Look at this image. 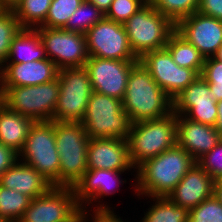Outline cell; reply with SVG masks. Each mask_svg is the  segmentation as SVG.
Instances as JSON below:
<instances>
[{
	"label": "cell",
	"instance_id": "7",
	"mask_svg": "<svg viewBox=\"0 0 222 222\" xmlns=\"http://www.w3.org/2000/svg\"><path fill=\"white\" fill-rule=\"evenodd\" d=\"M91 138H119L129 136L132 122L123 110L122 101L93 91L85 117L81 121Z\"/></svg>",
	"mask_w": 222,
	"mask_h": 222
},
{
	"label": "cell",
	"instance_id": "28",
	"mask_svg": "<svg viewBox=\"0 0 222 222\" xmlns=\"http://www.w3.org/2000/svg\"><path fill=\"white\" fill-rule=\"evenodd\" d=\"M31 200L29 196L0 185V218L8 222H18Z\"/></svg>",
	"mask_w": 222,
	"mask_h": 222
},
{
	"label": "cell",
	"instance_id": "26",
	"mask_svg": "<svg viewBox=\"0 0 222 222\" xmlns=\"http://www.w3.org/2000/svg\"><path fill=\"white\" fill-rule=\"evenodd\" d=\"M152 206L139 222H188L189 210L175 205L168 197H151Z\"/></svg>",
	"mask_w": 222,
	"mask_h": 222
},
{
	"label": "cell",
	"instance_id": "4",
	"mask_svg": "<svg viewBox=\"0 0 222 222\" xmlns=\"http://www.w3.org/2000/svg\"><path fill=\"white\" fill-rule=\"evenodd\" d=\"M56 148L59 153V186L74 187L88 169L87 149L90 138L82 122L54 120Z\"/></svg>",
	"mask_w": 222,
	"mask_h": 222
},
{
	"label": "cell",
	"instance_id": "29",
	"mask_svg": "<svg viewBox=\"0 0 222 222\" xmlns=\"http://www.w3.org/2000/svg\"><path fill=\"white\" fill-rule=\"evenodd\" d=\"M104 17L105 14L100 9L89 0H84L62 29L85 34Z\"/></svg>",
	"mask_w": 222,
	"mask_h": 222
},
{
	"label": "cell",
	"instance_id": "27",
	"mask_svg": "<svg viewBox=\"0 0 222 222\" xmlns=\"http://www.w3.org/2000/svg\"><path fill=\"white\" fill-rule=\"evenodd\" d=\"M52 0H21L12 8L22 28L35 29L46 19Z\"/></svg>",
	"mask_w": 222,
	"mask_h": 222
},
{
	"label": "cell",
	"instance_id": "15",
	"mask_svg": "<svg viewBox=\"0 0 222 222\" xmlns=\"http://www.w3.org/2000/svg\"><path fill=\"white\" fill-rule=\"evenodd\" d=\"M173 112L194 122L215 127L217 102L202 76H198L173 99Z\"/></svg>",
	"mask_w": 222,
	"mask_h": 222
},
{
	"label": "cell",
	"instance_id": "39",
	"mask_svg": "<svg viewBox=\"0 0 222 222\" xmlns=\"http://www.w3.org/2000/svg\"><path fill=\"white\" fill-rule=\"evenodd\" d=\"M93 213V217H92ZM91 214H87V216H91V222H124L120 216L115 215L114 212H92Z\"/></svg>",
	"mask_w": 222,
	"mask_h": 222
},
{
	"label": "cell",
	"instance_id": "17",
	"mask_svg": "<svg viewBox=\"0 0 222 222\" xmlns=\"http://www.w3.org/2000/svg\"><path fill=\"white\" fill-rule=\"evenodd\" d=\"M176 31L205 57H213L222 44V21L195 12L176 24Z\"/></svg>",
	"mask_w": 222,
	"mask_h": 222
},
{
	"label": "cell",
	"instance_id": "24",
	"mask_svg": "<svg viewBox=\"0 0 222 222\" xmlns=\"http://www.w3.org/2000/svg\"><path fill=\"white\" fill-rule=\"evenodd\" d=\"M46 58L45 47L37 30L22 28L11 41L5 63H27Z\"/></svg>",
	"mask_w": 222,
	"mask_h": 222
},
{
	"label": "cell",
	"instance_id": "44",
	"mask_svg": "<svg viewBox=\"0 0 222 222\" xmlns=\"http://www.w3.org/2000/svg\"><path fill=\"white\" fill-rule=\"evenodd\" d=\"M87 213H89V211H86V212H84V211H82V214H81V216L75 221V222H88V217H87Z\"/></svg>",
	"mask_w": 222,
	"mask_h": 222
},
{
	"label": "cell",
	"instance_id": "47",
	"mask_svg": "<svg viewBox=\"0 0 222 222\" xmlns=\"http://www.w3.org/2000/svg\"><path fill=\"white\" fill-rule=\"evenodd\" d=\"M220 142L222 143V133H220Z\"/></svg>",
	"mask_w": 222,
	"mask_h": 222
},
{
	"label": "cell",
	"instance_id": "36",
	"mask_svg": "<svg viewBox=\"0 0 222 222\" xmlns=\"http://www.w3.org/2000/svg\"><path fill=\"white\" fill-rule=\"evenodd\" d=\"M196 163L215 181L222 179V143L219 142L209 152L203 154Z\"/></svg>",
	"mask_w": 222,
	"mask_h": 222
},
{
	"label": "cell",
	"instance_id": "8",
	"mask_svg": "<svg viewBox=\"0 0 222 222\" xmlns=\"http://www.w3.org/2000/svg\"><path fill=\"white\" fill-rule=\"evenodd\" d=\"M22 157V158H21ZM19 161L41 173L53 186H59V153L53 121H35L19 152Z\"/></svg>",
	"mask_w": 222,
	"mask_h": 222
},
{
	"label": "cell",
	"instance_id": "5",
	"mask_svg": "<svg viewBox=\"0 0 222 222\" xmlns=\"http://www.w3.org/2000/svg\"><path fill=\"white\" fill-rule=\"evenodd\" d=\"M59 79L33 86H0V102L35 121H53Z\"/></svg>",
	"mask_w": 222,
	"mask_h": 222
},
{
	"label": "cell",
	"instance_id": "18",
	"mask_svg": "<svg viewBox=\"0 0 222 222\" xmlns=\"http://www.w3.org/2000/svg\"><path fill=\"white\" fill-rule=\"evenodd\" d=\"M88 169L131 171L128 141L119 138H91L87 149Z\"/></svg>",
	"mask_w": 222,
	"mask_h": 222
},
{
	"label": "cell",
	"instance_id": "16",
	"mask_svg": "<svg viewBox=\"0 0 222 222\" xmlns=\"http://www.w3.org/2000/svg\"><path fill=\"white\" fill-rule=\"evenodd\" d=\"M124 172L125 171H112L107 169H87L82 178L73 187L77 203L81 206L82 211L114 212L113 209H110L111 207L109 205L103 202L101 204L100 199L107 195H114V193L118 191L115 187L118 184L122 183L123 185V183H126V180L124 181L120 177ZM92 202H98L99 205H95V210H86L88 209L86 208L88 205L92 204L93 206Z\"/></svg>",
	"mask_w": 222,
	"mask_h": 222
},
{
	"label": "cell",
	"instance_id": "19",
	"mask_svg": "<svg viewBox=\"0 0 222 222\" xmlns=\"http://www.w3.org/2000/svg\"><path fill=\"white\" fill-rule=\"evenodd\" d=\"M214 183L215 180L195 163L166 197L190 210L213 195Z\"/></svg>",
	"mask_w": 222,
	"mask_h": 222
},
{
	"label": "cell",
	"instance_id": "14",
	"mask_svg": "<svg viewBox=\"0 0 222 222\" xmlns=\"http://www.w3.org/2000/svg\"><path fill=\"white\" fill-rule=\"evenodd\" d=\"M138 62L89 56L84 68L88 71L93 91L122 101L131 69Z\"/></svg>",
	"mask_w": 222,
	"mask_h": 222
},
{
	"label": "cell",
	"instance_id": "45",
	"mask_svg": "<svg viewBox=\"0 0 222 222\" xmlns=\"http://www.w3.org/2000/svg\"><path fill=\"white\" fill-rule=\"evenodd\" d=\"M213 57H214L216 60L222 62V44L220 45V47L218 48L217 53H216Z\"/></svg>",
	"mask_w": 222,
	"mask_h": 222
},
{
	"label": "cell",
	"instance_id": "1",
	"mask_svg": "<svg viewBox=\"0 0 222 222\" xmlns=\"http://www.w3.org/2000/svg\"><path fill=\"white\" fill-rule=\"evenodd\" d=\"M195 163L190 154L176 144L136 169L134 192L148 198L166 197Z\"/></svg>",
	"mask_w": 222,
	"mask_h": 222
},
{
	"label": "cell",
	"instance_id": "9",
	"mask_svg": "<svg viewBox=\"0 0 222 222\" xmlns=\"http://www.w3.org/2000/svg\"><path fill=\"white\" fill-rule=\"evenodd\" d=\"M59 96L53 120L57 122H81L93 88L88 71L82 68L58 70Z\"/></svg>",
	"mask_w": 222,
	"mask_h": 222
},
{
	"label": "cell",
	"instance_id": "31",
	"mask_svg": "<svg viewBox=\"0 0 222 222\" xmlns=\"http://www.w3.org/2000/svg\"><path fill=\"white\" fill-rule=\"evenodd\" d=\"M84 0H52L47 17L39 27L62 29Z\"/></svg>",
	"mask_w": 222,
	"mask_h": 222
},
{
	"label": "cell",
	"instance_id": "46",
	"mask_svg": "<svg viewBox=\"0 0 222 222\" xmlns=\"http://www.w3.org/2000/svg\"><path fill=\"white\" fill-rule=\"evenodd\" d=\"M0 222H8V221L3 218H0Z\"/></svg>",
	"mask_w": 222,
	"mask_h": 222
},
{
	"label": "cell",
	"instance_id": "43",
	"mask_svg": "<svg viewBox=\"0 0 222 222\" xmlns=\"http://www.w3.org/2000/svg\"><path fill=\"white\" fill-rule=\"evenodd\" d=\"M21 0H0V9H12L14 8Z\"/></svg>",
	"mask_w": 222,
	"mask_h": 222
},
{
	"label": "cell",
	"instance_id": "6",
	"mask_svg": "<svg viewBox=\"0 0 222 222\" xmlns=\"http://www.w3.org/2000/svg\"><path fill=\"white\" fill-rule=\"evenodd\" d=\"M123 26L138 59L148 52L165 48L170 35L176 30V25L149 1Z\"/></svg>",
	"mask_w": 222,
	"mask_h": 222
},
{
	"label": "cell",
	"instance_id": "32",
	"mask_svg": "<svg viewBox=\"0 0 222 222\" xmlns=\"http://www.w3.org/2000/svg\"><path fill=\"white\" fill-rule=\"evenodd\" d=\"M21 29L12 9H0V68L7 59L11 41Z\"/></svg>",
	"mask_w": 222,
	"mask_h": 222
},
{
	"label": "cell",
	"instance_id": "20",
	"mask_svg": "<svg viewBox=\"0 0 222 222\" xmlns=\"http://www.w3.org/2000/svg\"><path fill=\"white\" fill-rule=\"evenodd\" d=\"M58 68L49 58L27 63H5L0 68V86H33L55 80Z\"/></svg>",
	"mask_w": 222,
	"mask_h": 222
},
{
	"label": "cell",
	"instance_id": "37",
	"mask_svg": "<svg viewBox=\"0 0 222 222\" xmlns=\"http://www.w3.org/2000/svg\"><path fill=\"white\" fill-rule=\"evenodd\" d=\"M18 160L19 153L0 142V177Z\"/></svg>",
	"mask_w": 222,
	"mask_h": 222
},
{
	"label": "cell",
	"instance_id": "42",
	"mask_svg": "<svg viewBox=\"0 0 222 222\" xmlns=\"http://www.w3.org/2000/svg\"><path fill=\"white\" fill-rule=\"evenodd\" d=\"M213 195L215 198L222 203V181H215Z\"/></svg>",
	"mask_w": 222,
	"mask_h": 222
},
{
	"label": "cell",
	"instance_id": "21",
	"mask_svg": "<svg viewBox=\"0 0 222 222\" xmlns=\"http://www.w3.org/2000/svg\"><path fill=\"white\" fill-rule=\"evenodd\" d=\"M177 145L196 161L220 142L215 127L194 122L184 115H177Z\"/></svg>",
	"mask_w": 222,
	"mask_h": 222
},
{
	"label": "cell",
	"instance_id": "13",
	"mask_svg": "<svg viewBox=\"0 0 222 222\" xmlns=\"http://www.w3.org/2000/svg\"><path fill=\"white\" fill-rule=\"evenodd\" d=\"M138 61L172 100L199 76L193 69L178 66L166 48L148 52Z\"/></svg>",
	"mask_w": 222,
	"mask_h": 222
},
{
	"label": "cell",
	"instance_id": "22",
	"mask_svg": "<svg viewBox=\"0 0 222 222\" xmlns=\"http://www.w3.org/2000/svg\"><path fill=\"white\" fill-rule=\"evenodd\" d=\"M0 185L31 199L42 196L53 186L36 169L19 160L0 177Z\"/></svg>",
	"mask_w": 222,
	"mask_h": 222
},
{
	"label": "cell",
	"instance_id": "34",
	"mask_svg": "<svg viewBox=\"0 0 222 222\" xmlns=\"http://www.w3.org/2000/svg\"><path fill=\"white\" fill-rule=\"evenodd\" d=\"M148 0H113L105 17L124 25Z\"/></svg>",
	"mask_w": 222,
	"mask_h": 222
},
{
	"label": "cell",
	"instance_id": "10",
	"mask_svg": "<svg viewBox=\"0 0 222 222\" xmlns=\"http://www.w3.org/2000/svg\"><path fill=\"white\" fill-rule=\"evenodd\" d=\"M81 214L72 187L52 186L31 200L18 222H75Z\"/></svg>",
	"mask_w": 222,
	"mask_h": 222
},
{
	"label": "cell",
	"instance_id": "35",
	"mask_svg": "<svg viewBox=\"0 0 222 222\" xmlns=\"http://www.w3.org/2000/svg\"><path fill=\"white\" fill-rule=\"evenodd\" d=\"M201 76L209 84L215 101H222V62L214 57L205 58Z\"/></svg>",
	"mask_w": 222,
	"mask_h": 222
},
{
	"label": "cell",
	"instance_id": "11",
	"mask_svg": "<svg viewBox=\"0 0 222 222\" xmlns=\"http://www.w3.org/2000/svg\"><path fill=\"white\" fill-rule=\"evenodd\" d=\"M35 29L41 37L47 58L53 61L58 69L85 66L89 58L85 34L39 26Z\"/></svg>",
	"mask_w": 222,
	"mask_h": 222
},
{
	"label": "cell",
	"instance_id": "25",
	"mask_svg": "<svg viewBox=\"0 0 222 222\" xmlns=\"http://www.w3.org/2000/svg\"><path fill=\"white\" fill-rule=\"evenodd\" d=\"M165 48L178 66L193 69L201 76L205 57L176 30L170 35Z\"/></svg>",
	"mask_w": 222,
	"mask_h": 222
},
{
	"label": "cell",
	"instance_id": "12",
	"mask_svg": "<svg viewBox=\"0 0 222 222\" xmlns=\"http://www.w3.org/2000/svg\"><path fill=\"white\" fill-rule=\"evenodd\" d=\"M89 56L101 59L138 61L134 55L125 28L106 17L86 33Z\"/></svg>",
	"mask_w": 222,
	"mask_h": 222
},
{
	"label": "cell",
	"instance_id": "40",
	"mask_svg": "<svg viewBox=\"0 0 222 222\" xmlns=\"http://www.w3.org/2000/svg\"><path fill=\"white\" fill-rule=\"evenodd\" d=\"M96 8L100 9L104 14L109 10L113 0H89Z\"/></svg>",
	"mask_w": 222,
	"mask_h": 222
},
{
	"label": "cell",
	"instance_id": "2",
	"mask_svg": "<svg viewBox=\"0 0 222 222\" xmlns=\"http://www.w3.org/2000/svg\"><path fill=\"white\" fill-rule=\"evenodd\" d=\"M122 105L132 123L160 119L173 112V100L140 62L131 69Z\"/></svg>",
	"mask_w": 222,
	"mask_h": 222
},
{
	"label": "cell",
	"instance_id": "3",
	"mask_svg": "<svg viewBox=\"0 0 222 222\" xmlns=\"http://www.w3.org/2000/svg\"><path fill=\"white\" fill-rule=\"evenodd\" d=\"M177 115L132 123L127 138L130 159L137 169L146 160L158 156L177 144Z\"/></svg>",
	"mask_w": 222,
	"mask_h": 222
},
{
	"label": "cell",
	"instance_id": "41",
	"mask_svg": "<svg viewBox=\"0 0 222 222\" xmlns=\"http://www.w3.org/2000/svg\"><path fill=\"white\" fill-rule=\"evenodd\" d=\"M215 129L222 133V101L217 102V123Z\"/></svg>",
	"mask_w": 222,
	"mask_h": 222
},
{
	"label": "cell",
	"instance_id": "30",
	"mask_svg": "<svg viewBox=\"0 0 222 222\" xmlns=\"http://www.w3.org/2000/svg\"><path fill=\"white\" fill-rule=\"evenodd\" d=\"M200 0H149L162 15L175 25L183 18L197 12Z\"/></svg>",
	"mask_w": 222,
	"mask_h": 222
},
{
	"label": "cell",
	"instance_id": "38",
	"mask_svg": "<svg viewBox=\"0 0 222 222\" xmlns=\"http://www.w3.org/2000/svg\"><path fill=\"white\" fill-rule=\"evenodd\" d=\"M197 12L222 21V0H200Z\"/></svg>",
	"mask_w": 222,
	"mask_h": 222
},
{
	"label": "cell",
	"instance_id": "23",
	"mask_svg": "<svg viewBox=\"0 0 222 222\" xmlns=\"http://www.w3.org/2000/svg\"><path fill=\"white\" fill-rule=\"evenodd\" d=\"M34 123L29 117L9 110L0 102V142L19 153Z\"/></svg>",
	"mask_w": 222,
	"mask_h": 222
},
{
	"label": "cell",
	"instance_id": "33",
	"mask_svg": "<svg viewBox=\"0 0 222 222\" xmlns=\"http://www.w3.org/2000/svg\"><path fill=\"white\" fill-rule=\"evenodd\" d=\"M188 222H222V203L212 195L189 210Z\"/></svg>",
	"mask_w": 222,
	"mask_h": 222
}]
</instances>
